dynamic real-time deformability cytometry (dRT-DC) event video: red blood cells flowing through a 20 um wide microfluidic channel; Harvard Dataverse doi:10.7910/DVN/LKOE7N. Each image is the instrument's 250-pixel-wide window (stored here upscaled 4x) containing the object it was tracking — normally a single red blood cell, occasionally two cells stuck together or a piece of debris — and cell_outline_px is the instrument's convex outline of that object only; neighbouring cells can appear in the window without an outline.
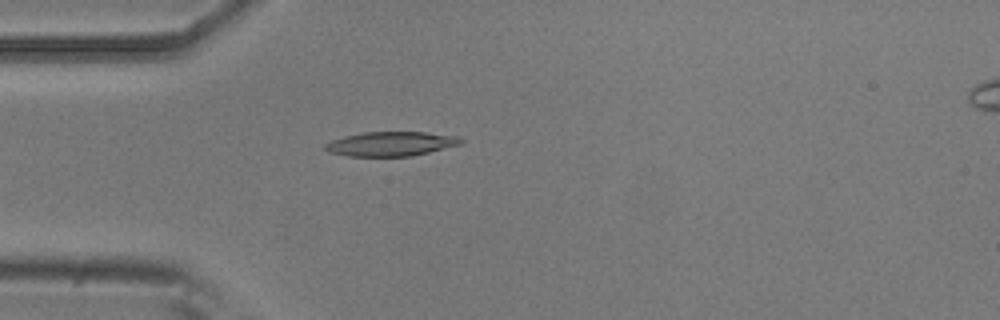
{"species": "common noctule bat (a hibernating species)", "species_latin": "Nyctalus noctula", "temperature_condition": "room temperature", "stored_images_in_passage": 1, "camera_frame_rate_fps": 3000, "um_per_image_px": 0.085, "animal": {"sex": "male", "body_mass_g": 20.5, "forearm_length_mm": 52.5}, "frame": {"image": 1, "passage_image": 1, "time_ms": 0.0, "image_size_px": [1000, 320], "cell_outline_px": [[464, 140], [460, 144], [412, 156], [348, 156], [328, 152], [324, 148], [324, 144], [332, 140], [344, 136], [364, 132], [424, 132], [460, 136]], "centroid_in_image_um": [33.22, 12.22], "position_along_channel_um": 51.8, "area_um2": 19.25}}